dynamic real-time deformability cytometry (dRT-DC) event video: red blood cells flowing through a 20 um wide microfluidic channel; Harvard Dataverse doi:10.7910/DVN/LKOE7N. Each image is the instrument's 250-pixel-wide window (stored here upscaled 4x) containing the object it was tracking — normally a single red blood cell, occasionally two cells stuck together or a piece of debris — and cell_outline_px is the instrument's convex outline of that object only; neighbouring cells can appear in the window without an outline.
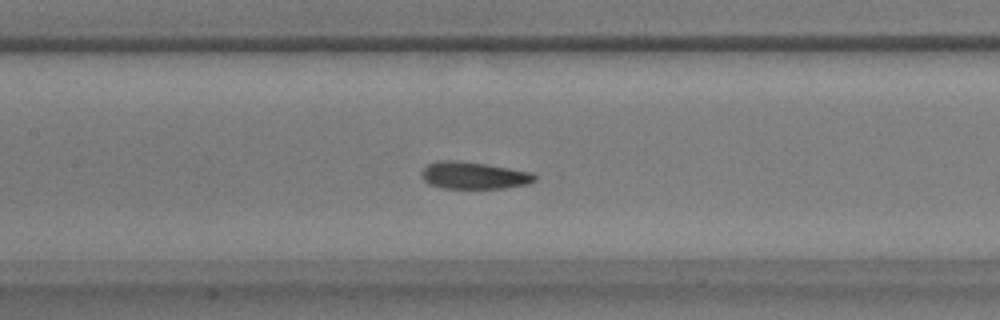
{"species": "common noctule bat (a hibernating species)", "species_latin": "Nyctalus noctula", "temperature_condition": "warm", "stored_images_in_passage": 36, "camera_frame_rate_fps": 3000, "um_per_image_px": 0.085, "animal": {"sex": "male", "body_mass_g": 17.9}, "frame": {"image": 1, "passage_image": 8, "time_ms": 2.333, "image_size_px": [1000, 320], "cell_outline_px": [[536, 180], [524, 184], [504, 188], [440, 188], [428, 184], [420, 176], [420, 172], [428, 164], [436, 160], [460, 160], [532, 172], [536, 176]], "centroid_in_image_um": [40.2, 14.9], "position_along_channel_um": 167.2, "area_um2": 17.92}}
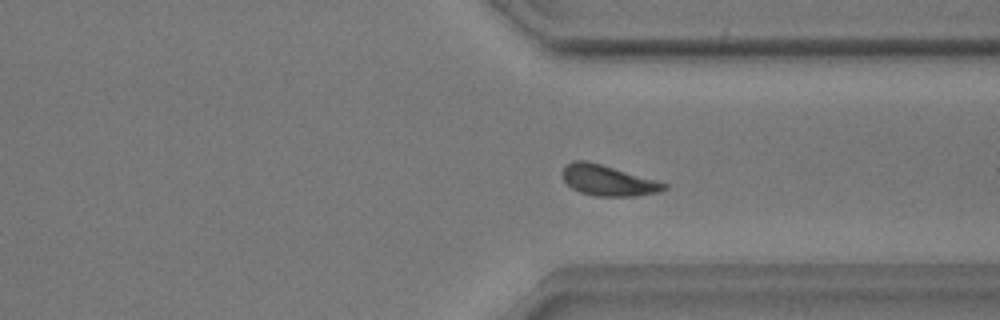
{"frame": {"image": 2, "passage_image": 23, "time_ms": 7.333, "image_size_px": [1000, 320], "cell_outline_px": [[668, 188], [660, 192], [632, 196], [596, 196], [580, 192], [572, 188], [564, 180], [560, 172], [564, 164], [572, 160], [588, 160], [668, 184]], "centroid_in_image_um": [51.62, 15.32], "position_along_channel_um": 359.8, "area_um2": 18.21}}
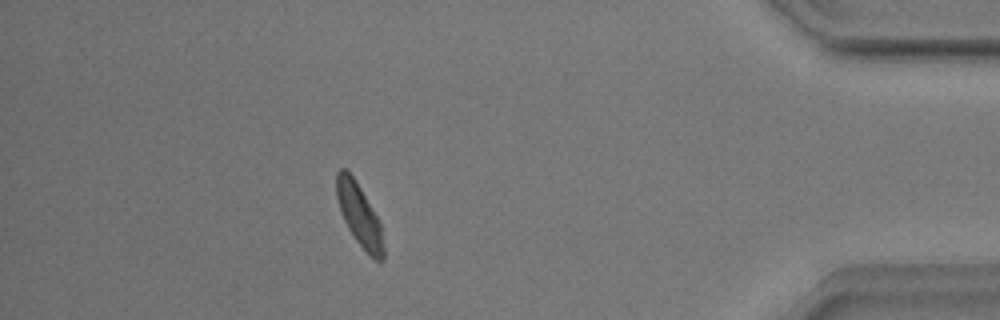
{"frame": {"image": 3, "passage_image": 30, "time_ms": 9.667, "image_size_px": [1000, 320], "cell_outline_px": [[384, 260], [376, 260], [356, 240], [348, 228], [340, 212], [336, 196], [336, 172], [340, 168], [344, 168], [356, 180], [380, 220], [384, 248]], "centroid_in_image_um": [30.53, 18.23], "position_along_channel_um": 404.7, "area_um2": 16.99}}